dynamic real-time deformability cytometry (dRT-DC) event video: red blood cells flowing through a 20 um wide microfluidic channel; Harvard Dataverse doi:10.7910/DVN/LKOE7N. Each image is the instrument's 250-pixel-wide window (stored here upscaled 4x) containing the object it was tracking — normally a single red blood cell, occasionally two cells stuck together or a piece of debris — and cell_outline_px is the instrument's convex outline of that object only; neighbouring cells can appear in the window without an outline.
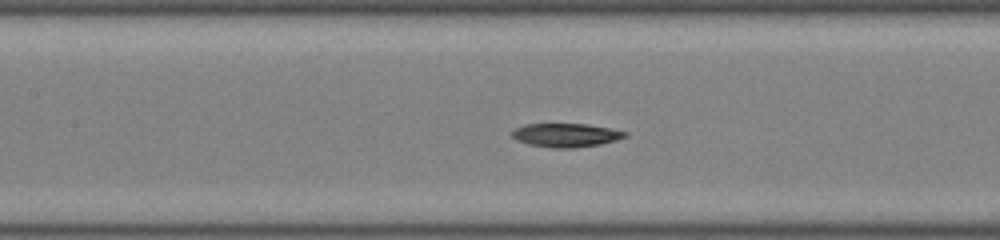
{"species": "common noctule bat (a hibernating species)", "species_latin": "Nyctalus noctula", "temperature_condition": "room temperature", "stored_images_in_passage": 10, "camera_frame_rate_fps": 3000, "um_per_image_px": 0.085, "animal": {"sex": "male", "body_mass_g": 19.0, "forearm_length_mm": 50.8}, "frame": {"image": 1, "passage_image": 6, "time_ms": 1.667, "image_size_px": [1000, 240], "cell_outline_px": [[628, 136], [616, 140], [600, 144], [572, 148], [552, 148], [528, 144], [516, 140], [512, 136], [512, 132], [516, 128], [524, 124], [588, 124], [628, 132]], "centroid_in_image_um": [48.1, 11.49], "position_along_channel_um": 159.3, "area_um2": 15.55}}
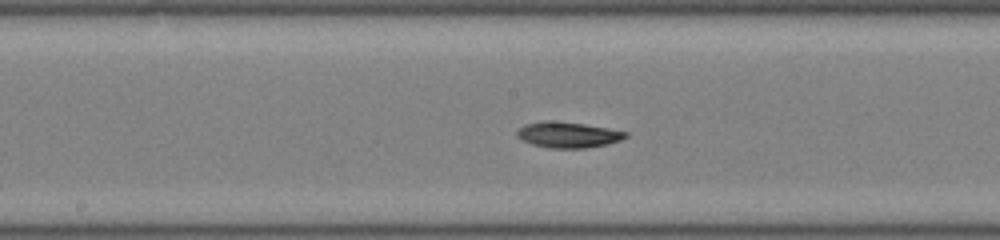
{"frame": {"image": 2, "passage_image": 9, "time_ms": 2.667, "image_size_px": [1000, 240], "cell_outline_px": [[628, 136], [620, 140], [608, 144], [584, 148], [548, 148], [532, 144], [516, 136], [516, 132], [524, 124], [544, 120], [552, 120], [584, 124], [608, 128], [628, 132]], "centroid_in_image_um": [48.27, 11.45], "position_along_channel_um": 199.9, "area_um2": 16.36}}